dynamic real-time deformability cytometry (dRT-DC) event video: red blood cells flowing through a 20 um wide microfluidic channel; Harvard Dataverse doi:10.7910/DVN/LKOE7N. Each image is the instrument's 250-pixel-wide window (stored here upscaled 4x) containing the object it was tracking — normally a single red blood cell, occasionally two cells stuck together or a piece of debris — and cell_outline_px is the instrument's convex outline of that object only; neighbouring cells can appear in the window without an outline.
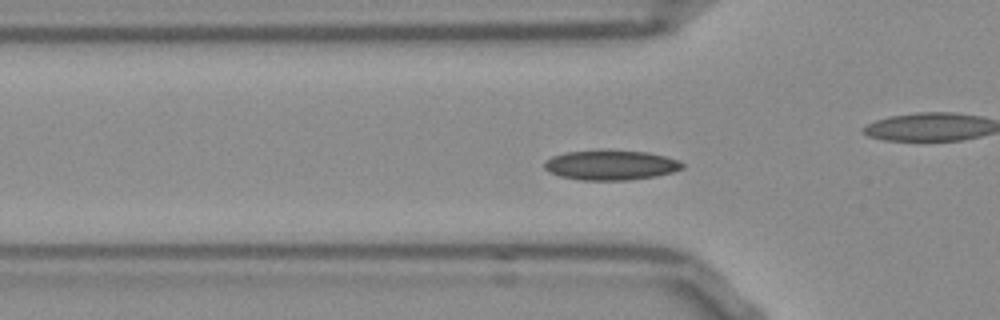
{"species": "Egyptian fruit bat (a non-hibernating species)", "species_latin": "Rousettus aegyptiacus", "temperature_condition": "room temperature", "stored_images_in_passage": 53, "camera_frame_rate_fps": 3000, "um_per_image_px": 0.085, "frame": {"image": 1, "passage_image": 16, "time_ms": 5.0, "image_size_px": [1000, 320], "cell_outline_px": [[684, 168], [672, 172], [656, 176], [628, 180], [580, 180], [560, 176], [548, 172], [544, 168], [544, 160], [552, 156], [564, 152], [648, 152], [664, 156], [676, 160], [684, 164]], "centroid_in_image_um": [51.88, 14.06], "position_along_channel_um": 73.9, "area_um2": 23.41}}